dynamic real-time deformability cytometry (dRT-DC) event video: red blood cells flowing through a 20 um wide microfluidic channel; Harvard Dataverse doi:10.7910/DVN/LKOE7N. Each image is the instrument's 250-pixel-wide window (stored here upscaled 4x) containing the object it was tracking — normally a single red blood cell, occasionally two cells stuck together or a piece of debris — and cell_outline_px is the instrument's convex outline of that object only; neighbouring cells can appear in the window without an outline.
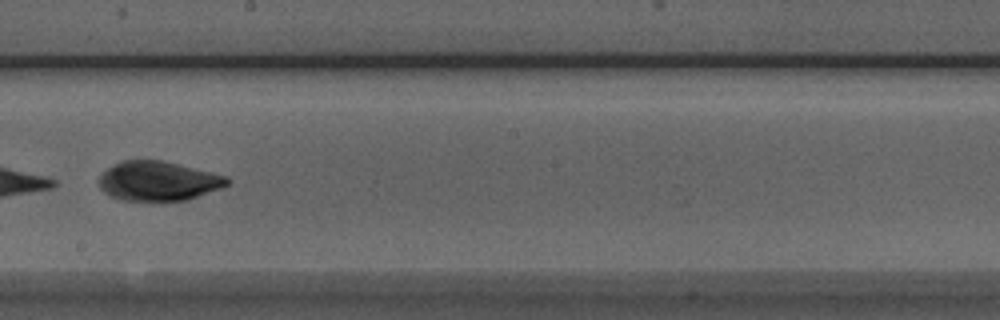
{"species": "Egyptian fruit bat (a non-hibernating species)", "species_latin": "Rousettus aegyptiacus", "temperature_condition": "room temperature", "stored_images_in_passage": 7, "segment_of_instrument_passage": [1, 2], "camera_frame_rate_fps": 3000, "um_per_image_px": 0.085, "animal": {"sex": "male"}, "frame": {"image": 1, "passage_image": 5, "time_ms": 1.333, "image_size_px": [1000, 320], "cell_outline_px": [[232, 180], [228, 184], [220, 188], [188, 200], [120, 200], [108, 196], [100, 188], [96, 180], [108, 168], [120, 160], [160, 160], [212, 172], [228, 176]], "centroid_in_image_um": [13.43, 15.39], "position_along_channel_um": 234.8, "area_um2": 29.54}}
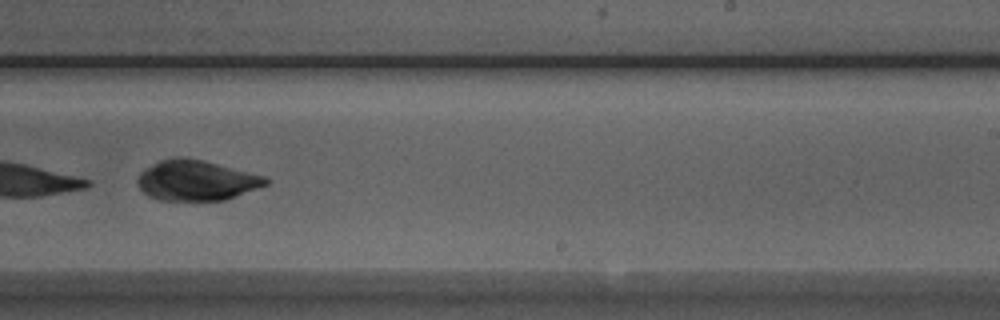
{"frame": {"image": 2, "passage_image": 6, "time_ms": 1.667, "image_size_px": [1000, 320], "cell_outline_px": [[268, 184], [236, 196], [224, 200], [156, 200], [148, 196], [140, 188], [136, 180], [140, 172], [160, 160], [176, 156], [180, 156], [204, 160], [264, 176], [268, 180]], "centroid_in_image_um": [16.66, 15.33], "position_along_channel_um": 272.3, "area_um2": 30.0}}